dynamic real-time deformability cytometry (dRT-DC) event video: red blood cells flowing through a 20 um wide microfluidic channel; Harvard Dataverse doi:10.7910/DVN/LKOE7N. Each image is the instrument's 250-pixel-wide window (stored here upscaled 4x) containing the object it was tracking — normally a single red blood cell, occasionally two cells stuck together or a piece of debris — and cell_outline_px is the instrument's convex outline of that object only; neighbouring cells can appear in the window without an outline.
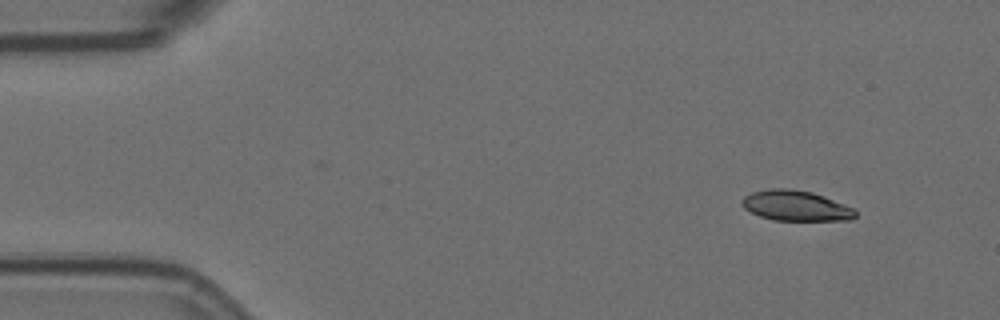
{"species": "Egyptian fruit bat (a non-hibernating species)", "species_latin": "Rousettus aegyptiacus", "temperature_condition": "room temperature", "stored_images_in_passage": 5, "camera_frame_rate_fps": 3000, "um_per_image_px": 0.085, "animal": {"sex": "female"}, "frame": {"image": 1, "passage_image": 1, "time_ms": 0.0, "image_size_px": [1000, 320], "cell_outline_px": [[856, 216], [852, 220], [772, 220], [760, 216], [744, 208], [740, 204], [740, 200], [744, 196], [752, 192], [768, 188], [792, 188], [812, 192], [824, 196], [844, 204], [852, 208], [856, 212]], "centroid_in_image_um": [67.61, 17.47], "position_along_channel_um": 17.4, "area_um2": 20.17}}
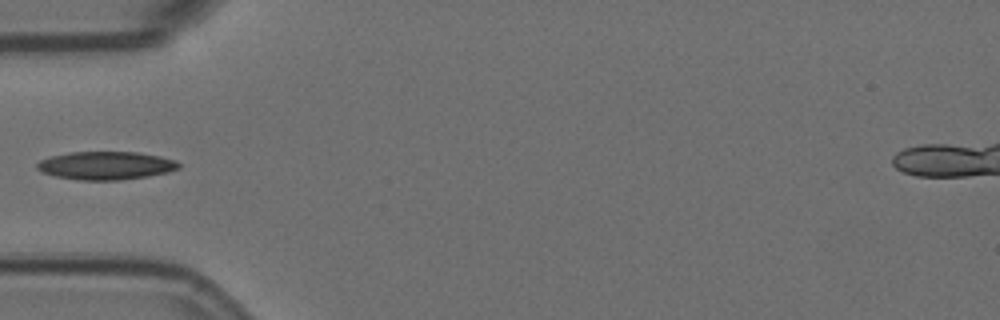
{"frame": {"image": 2, "passage_image": 4, "time_ms": 1.0, "image_size_px": [1000, 320], "cell_outline_px": [[180, 168], [168, 172], [148, 176], [120, 180], [76, 180], [56, 176], [44, 172], [36, 168], [36, 164], [40, 160], [52, 156], [68, 152], [136, 152], [160, 156], [176, 160], [180, 164]], "centroid_in_image_um": [9.02, 14.07], "position_along_channel_um": 76.0, "area_um2": 23.24}}
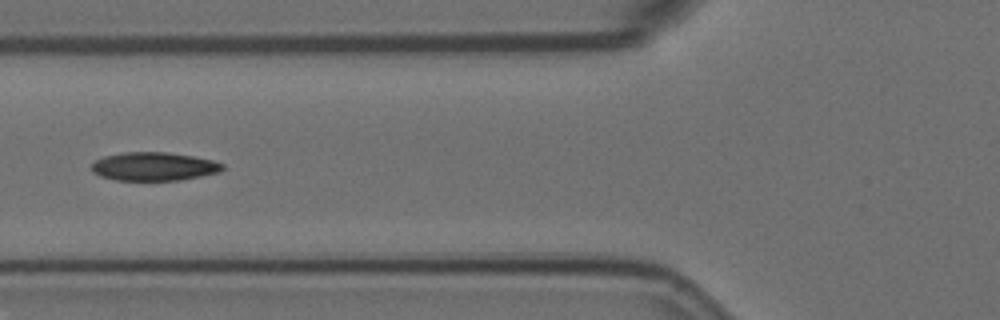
{"frame": {"image": 3, "passage_image": 5, "time_ms": 1.333, "image_size_px": [1000, 320], "cell_outline_px": [[224, 168], [220, 172], [180, 180], [116, 180], [100, 176], [92, 172], [92, 164], [96, 160], [104, 156], [124, 152], [168, 152], [192, 156], [212, 160], [224, 164]], "centroid_in_image_um": [13.08, 14.15], "position_along_channel_um": 112.7, "area_um2": 21.68}}